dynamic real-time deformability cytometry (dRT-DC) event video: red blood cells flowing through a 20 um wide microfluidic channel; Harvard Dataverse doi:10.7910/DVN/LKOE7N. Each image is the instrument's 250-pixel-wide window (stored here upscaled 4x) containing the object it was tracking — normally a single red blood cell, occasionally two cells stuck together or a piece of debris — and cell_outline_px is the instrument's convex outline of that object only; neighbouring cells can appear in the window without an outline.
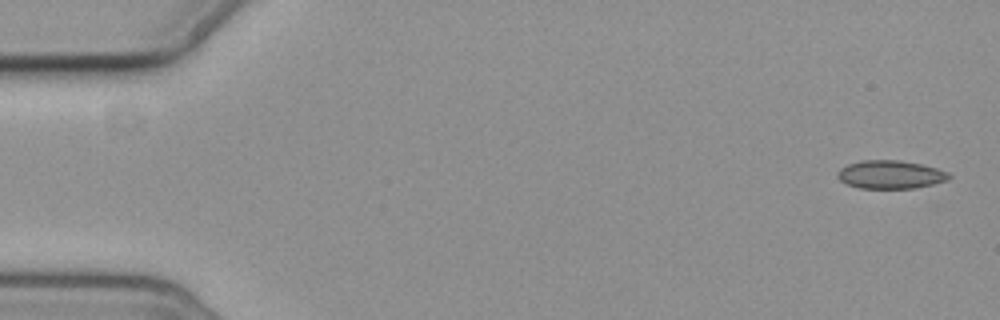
{"species": "common noctule bat (a hibernating species)", "species_latin": "Nyctalus noctula", "temperature_condition": "cold", "stored_images_in_passage": 5, "camera_frame_rate_fps": 3000, "um_per_image_px": 0.085, "animal": {"sex": "female", "body_mass_g": 19.3, "forearm_length_mm": 54.1}, "frame": {"image": 1, "passage_image": 1, "time_ms": 0.0, "image_size_px": [1000, 320], "cell_outline_px": [[952, 176], [948, 180], [916, 188], [860, 188], [848, 184], [840, 180], [836, 176], [836, 172], [840, 168], [848, 164], [860, 160], [900, 160], [920, 164], [936, 168], [948, 172]], "centroid_in_image_um": [75.67, 14.83], "position_along_channel_um": 9.3, "area_um2": 18.38}}
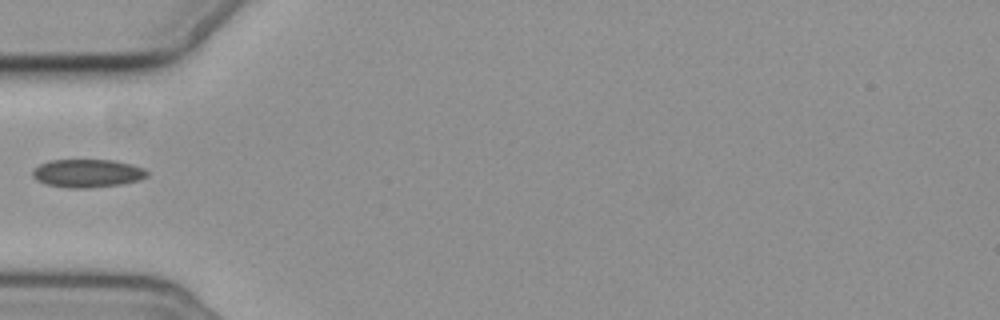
{"frame": {"image": 2, "passage_image": 5, "time_ms": 6.0, "image_size_px": [1000, 320], "cell_outline_px": [[148, 176], [136, 180], [120, 184], [84, 188], [68, 188], [44, 184], [36, 180], [32, 176], [32, 172], [40, 164], [48, 160], [112, 160], [132, 164], [144, 168], [148, 172]], "centroid_in_image_um": [7.4, 14.72], "position_along_channel_um": 77.6, "area_um2": 18.73}}